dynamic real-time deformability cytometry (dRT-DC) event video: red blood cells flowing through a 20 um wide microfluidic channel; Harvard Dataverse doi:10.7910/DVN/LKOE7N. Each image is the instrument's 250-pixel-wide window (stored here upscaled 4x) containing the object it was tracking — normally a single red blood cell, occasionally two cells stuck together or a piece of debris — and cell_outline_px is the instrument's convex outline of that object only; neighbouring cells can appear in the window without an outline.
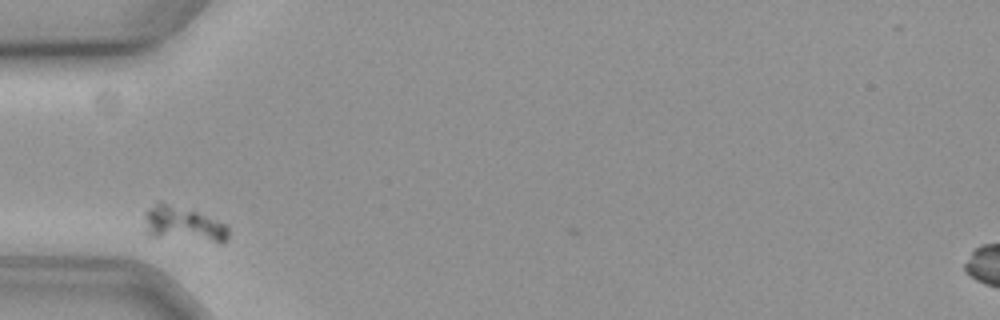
{"species": "common noctule bat (a hibernating species)", "species_latin": "Nyctalus noctula", "temperature_condition": "cold", "stored_images_in_passage": 31, "camera_frame_rate_fps": 3000, "um_per_image_px": 0.085, "animal": {"sex": "female", "body_mass_g": 19.3, "forearm_length_mm": 54.1}, "frame": {"image": 1, "passage_image": 1, "time_ms": 0.0, "image_size_px": [1000, 320], "cell_outline_px": [[228, 240], [220, 244], [144, 236], [144, 212], [148, 208], [160, 200], [196, 212], [224, 224], [228, 228]], "centroid_in_image_um": [15.5, 19.1], "position_along_channel_um": 69.5, "area_um2": 17.8}}
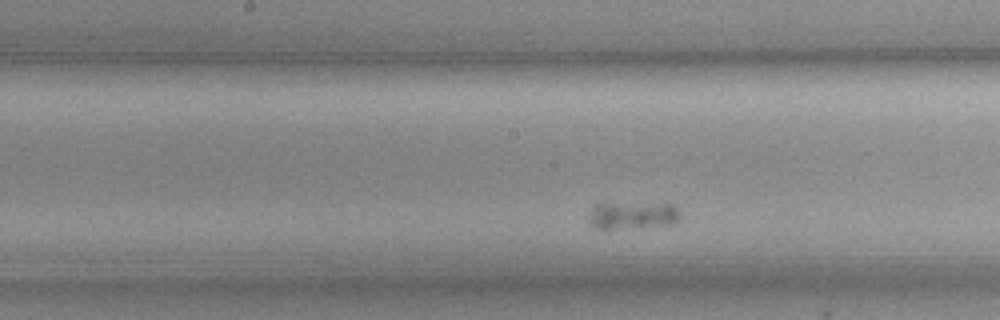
{"frame": {"image": 2, "passage_image": 13, "time_ms": 4.0, "image_size_px": [1000, 320], "cell_outline_px": [[680, 216], [676, 224], [600, 232], [588, 224], [588, 216], [592, 208], [596, 204], [672, 204], [676, 208]], "centroid_in_image_um": [53.68, 18.39], "position_along_channel_um": 194.5, "area_um2": 15.14}}
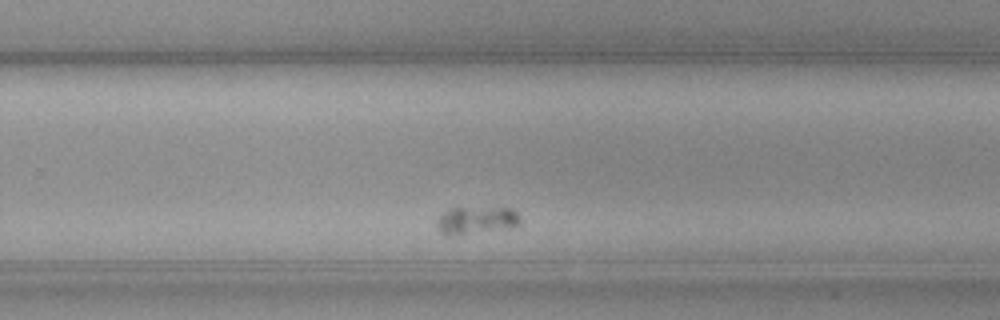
{"frame": {"image": 3, "passage_image": 22, "time_ms": 7.0, "image_size_px": [1000, 320], "cell_outline_px": [[520, 224], [512, 228], [452, 236], [444, 236], [440, 232], [436, 224], [436, 220], [444, 212], [452, 208], [512, 208], [520, 216]], "centroid_in_image_um": [40.49, 18.75], "position_along_channel_um": 289.3, "area_um2": 13.58}}